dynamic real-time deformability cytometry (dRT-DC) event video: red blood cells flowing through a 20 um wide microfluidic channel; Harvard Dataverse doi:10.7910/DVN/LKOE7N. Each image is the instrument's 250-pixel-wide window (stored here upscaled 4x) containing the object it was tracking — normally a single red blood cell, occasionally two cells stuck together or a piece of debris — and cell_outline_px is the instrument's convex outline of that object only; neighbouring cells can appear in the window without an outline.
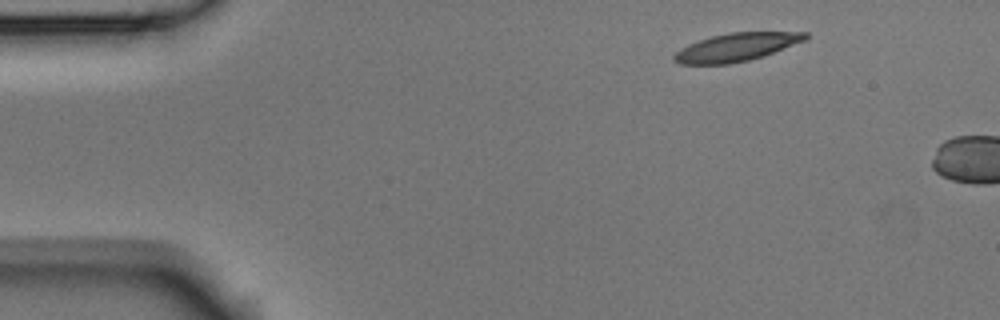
{"species": "Egyptian fruit bat (a non-hibernating species)", "species_latin": "Rousettus aegyptiacus", "temperature_condition": "room temperature", "stored_images_in_passage": 4, "camera_frame_rate_fps": 3000, "um_per_image_px": 0.085, "animal": {"sex": "male"}, "frame": {"image": 1, "passage_image": 1, "time_ms": 0.0, "image_size_px": [1000, 320], "cell_outline_px": [[808, 36], [804, 40], [764, 56], [748, 60], [728, 64], [680, 64], [672, 60], [672, 56], [680, 48], [688, 44], [712, 36], [728, 32], [808, 32]], "centroid_in_image_um": [62.54, 4.01], "position_along_channel_um": 22.5, "area_um2": 21.39}}